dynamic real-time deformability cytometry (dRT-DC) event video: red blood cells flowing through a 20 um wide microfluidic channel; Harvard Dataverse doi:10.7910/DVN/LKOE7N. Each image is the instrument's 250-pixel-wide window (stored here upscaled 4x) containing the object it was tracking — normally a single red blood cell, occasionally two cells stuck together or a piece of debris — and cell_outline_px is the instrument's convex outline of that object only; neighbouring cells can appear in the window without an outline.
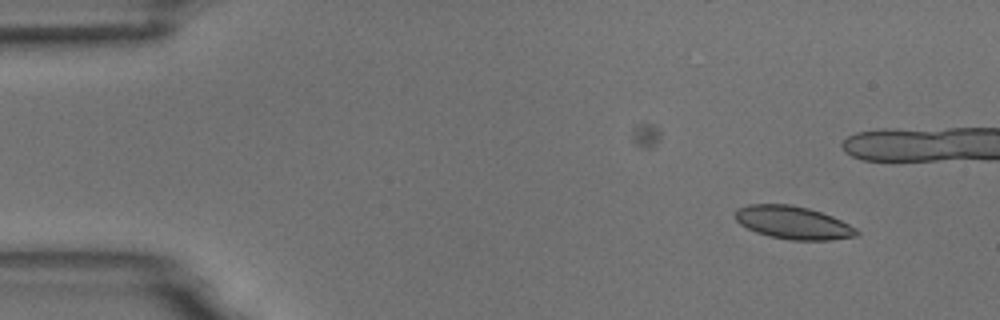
{"species": "common noctule bat (a hibernating species)", "species_latin": "Nyctalus noctula", "temperature_condition": "room temperature", "stored_images_in_passage": 4, "camera_frame_rate_fps": 3000, "um_per_image_px": 0.085, "animal": {"sex": "male", "body_mass_g": 18.8}, "frame": {"image": 1, "passage_image": 1, "time_ms": 0.0, "image_size_px": [1000, 320], "cell_outline_px": [[860, 232], [856, 236], [832, 240], [788, 240], [768, 236], [756, 232], [740, 224], [736, 220], [736, 208], [748, 204], [792, 204], [808, 208], [832, 216], [856, 228]], "centroid_in_image_um": [67.4, 18.92], "position_along_channel_um": 17.6, "area_um2": 23.35}}